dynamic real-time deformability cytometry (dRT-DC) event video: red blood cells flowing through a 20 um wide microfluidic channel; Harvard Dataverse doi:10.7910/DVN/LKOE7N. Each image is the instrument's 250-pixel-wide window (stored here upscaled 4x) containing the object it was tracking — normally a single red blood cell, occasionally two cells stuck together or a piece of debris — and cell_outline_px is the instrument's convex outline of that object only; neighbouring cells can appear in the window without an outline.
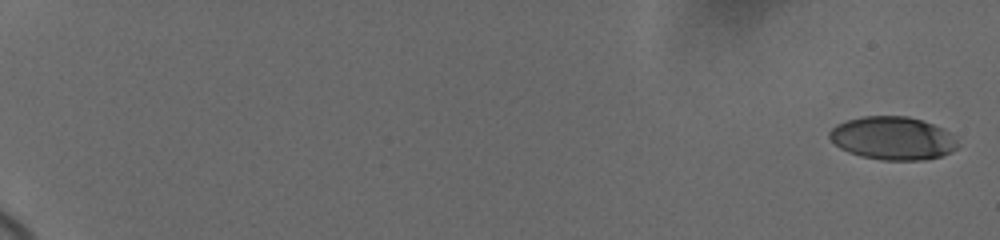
{"species": "human", "species_latin": "Homo sapiens", "temperature_condition": "cold", "stored_images_in_passage": 8, "camera_frame_rate_fps": 3000, "um_per_image_px": 0.085, "donor": {"sex": "female"}, "frame": {"image": 1, "passage_image": 1, "time_ms": 0.0, "image_size_px": [1000, 240], "cell_outline_px": [[960, 144], [952, 152], [940, 156], [924, 160], [884, 160], [860, 156], [848, 152], [840, 148], [828, 136], [828, 132], [836, 124], [844, 120], [864, 116], [908, 116], [944, 128]], "centroid_in_image_um": [75.87, 11.75], "position_along_channel_um": 9.1, "area_um2": 32.31}}